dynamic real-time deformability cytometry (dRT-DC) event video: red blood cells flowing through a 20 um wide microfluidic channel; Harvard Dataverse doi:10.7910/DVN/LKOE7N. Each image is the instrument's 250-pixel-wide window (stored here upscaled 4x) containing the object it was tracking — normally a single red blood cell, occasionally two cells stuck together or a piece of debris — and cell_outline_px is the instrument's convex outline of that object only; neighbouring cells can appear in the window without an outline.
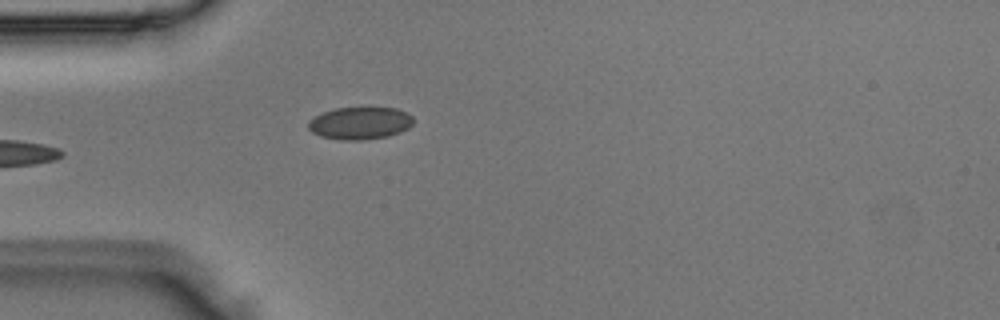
{"species": "Egyptian fruit bat (a non-hibernating species)", "species_latin": "Rousettus aegyptiacus", "temperature_condition": "room temperature", "stored_images_in_passage": 4, "camera_frame_rate_fps": 3000, "um_per_image_px": 0.085, "animal": {"sex": "male"}, "frame": {"image": 1, "passage_image": 4, "time_ms": 1.0, "image_size_px": [1000, 320], "cell_outline_px": [[416, 120], [408, 128], [400, 132], [388, 136], [360, 140], [340, 140], [320, 136], [312, 132], [308, 128], [308, 120], [324, 112], [336, 108], [396, 108], [408, 112]], "centroid_in_image_um": [30.62, 10.47], "position_along_channel_um": 54.4, "area_um2": 19.88}}